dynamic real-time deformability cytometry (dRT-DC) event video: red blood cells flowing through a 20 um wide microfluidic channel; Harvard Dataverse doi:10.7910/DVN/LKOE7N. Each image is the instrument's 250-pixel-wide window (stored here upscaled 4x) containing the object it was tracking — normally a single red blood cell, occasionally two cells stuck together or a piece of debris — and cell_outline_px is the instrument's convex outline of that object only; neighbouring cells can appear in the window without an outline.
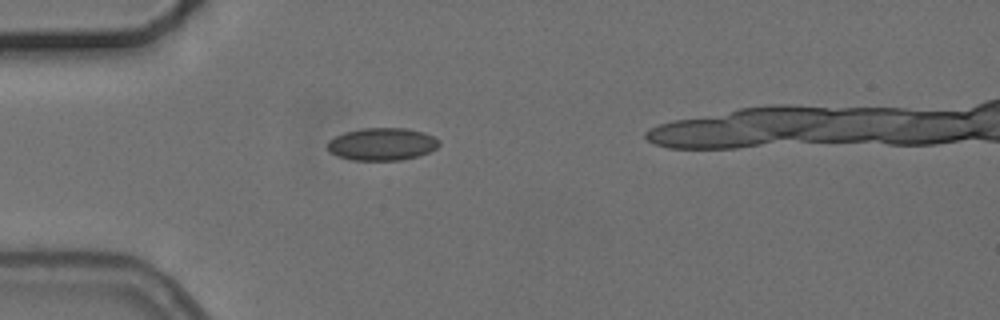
{"species": "common noctule bat (a hibernating species)", "species_latin": "Nyctalus noctula", "temperature_condition": "cold", "stored_images_in_passage": 2, "camera_frame_rate_fps": 3000, "um_per_image_px": 0.085, "animal": {"sex": "female", "body_mass_g": 24.6, "forearm_length_mm": 56.2}, "frame": {"image": 1, "passage_image": 1, "time_ms": 0.0, "image_size_px": [1000, 320], "cell_outline_px": [[440, 144], [436, 148], [428, 152], [416, 156], [400, 160], [352, 160], [336, 156], [328, 152], [328, 140], [344, 132], [360, 128], [404, 128], [424, 132], [440, 140]], "centroid_in_image_um": [32.44, 12.25], "position_along_channel_um": 52.6, "area_um2": 21.21}}